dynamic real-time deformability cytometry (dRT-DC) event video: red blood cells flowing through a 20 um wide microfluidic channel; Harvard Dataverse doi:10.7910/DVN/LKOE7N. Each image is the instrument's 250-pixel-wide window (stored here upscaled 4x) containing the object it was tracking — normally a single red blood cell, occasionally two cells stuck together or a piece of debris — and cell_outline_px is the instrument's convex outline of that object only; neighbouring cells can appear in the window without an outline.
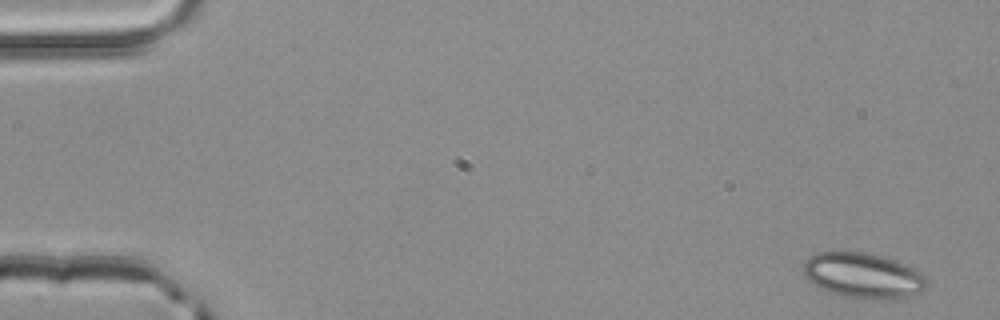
{"species": "common noctule bat (a hibernating species)", "species_latin": "Nyctalus noctula", "temperature_condition": "room temperature", "stored_images_in_passage": 51, "camera_frame_rate_fps": 3000, "um_per_image_px": 0.085, "animal": {"sex": "male", "body_mass_g": 20.4}, "frame": {"image": 1, "passage_image": 1, "time_ms": 0.0, "image_size_px": [1000, 320], "cell_outline_px": [[928, 284], [920, 292], [908, 296], [880, 300], [844, 296], [828, 292], [820, 288], [808, 280], [804, 272], [804, 260], [808, 256], [816, 252], [868, 252], [884, 256], [896, 260], [920, 272], [928, 280]], "centroid_in_image_um": [73.35, 23.41], "position_along_channel_um": 11.6, "area_um2": 32.66}}
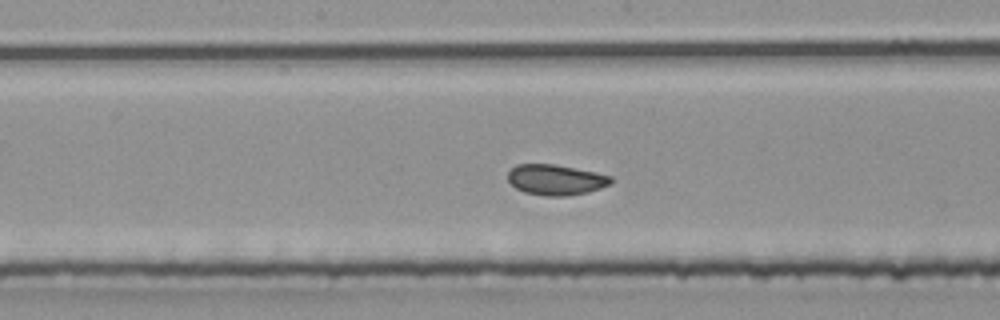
{"frame": {"image": 2, "passage_image": 26, "time_ms": 8.333, "image_size_px": [1000, 320], "cell_outline_px": [[612, 184], [588, 192], [564, 196], [544, 196], [524, 192], [516, 188], [508, 180], [508, 172], [516, 164], [556, 164], [612, 176]], "centroid_in_image_um": [47.24, 15.28], "position_along_channel_um": 201.0, "area_um2": 18.32}}
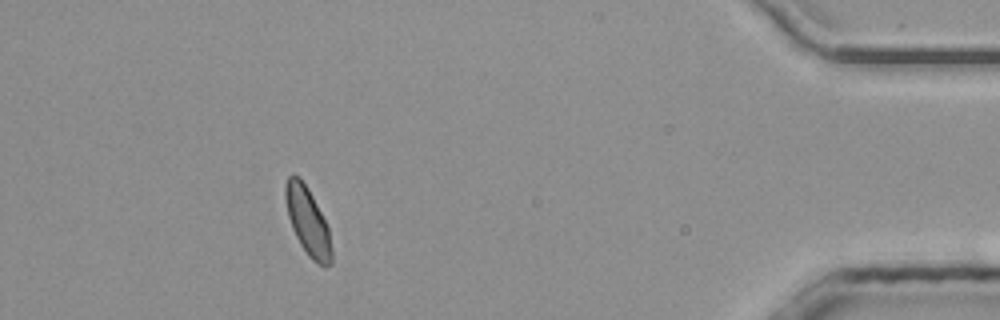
{"frame": {"image": 3, "passage_image": 46, "time_ms": 15.0, "image_size_px": [1000, 320], "cell_outline_px": [[332, 260], [324, 268], [316, 264], [308, 256], [300, 244], [292, 228], [288, 216], [284, 196], [284, 184], [288, 176], [292, 172], [300, 176], [308, 188], [328, 228], [332, 248]], "centroid_in_image_um": [26.13, 18.79], "position_along_channel_um": 409.1, "area_um2": 18.38}, "authors_computed_cell_mechanics": {"area_um2": 18.6694, "velocity_mm_per_s": 3.9949, "shape_relaxation_time_tau1_ms": 9.5963, "shape_relaxation_time_tau2_ms": 1.1273, "deformation_change_tau1": 0.14, "deformation_change_tau2": 0.0436}}